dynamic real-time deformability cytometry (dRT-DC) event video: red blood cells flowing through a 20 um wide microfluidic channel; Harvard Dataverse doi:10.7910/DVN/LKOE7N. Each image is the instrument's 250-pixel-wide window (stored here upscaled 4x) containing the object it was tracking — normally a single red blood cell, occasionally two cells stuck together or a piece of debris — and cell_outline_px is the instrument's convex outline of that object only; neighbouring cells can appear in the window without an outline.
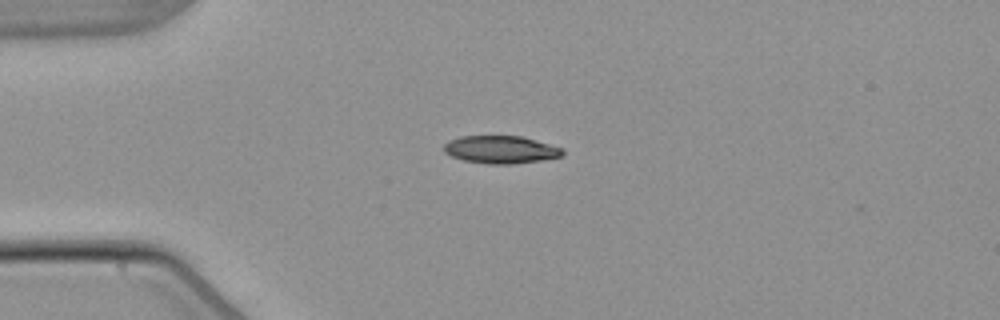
{"species": "common noctule bat (a hibernating species)", "species_latin": "Nyctalus noctula", "temperature_condition": "warm", "stored_images_in_passage": 2, "camera_frame_rate_fps": 3000, "um_per_image_px": 0.085, "animal": {"sex": "male", "body_mass_g": 21.5, "forearm_length_mm": 52.0}, "frame": {"image": 1, "passage_image": 1, "time_ms": 0.0, "image_size_px": [1000, 320], "cell_outline_px": [[564, 152], [560, 156], [540, 160], [512, 164], [488, 164], [464, 160], [452, 156], [444, 152], [444, 144], [448, 140], [460, 136], [520, 136], [548, 144], [560, 148]], "centroid_in_image_um": [42.49, 12.71], "position_along_channel_um": 42.5, "area_um2": 18.84}}